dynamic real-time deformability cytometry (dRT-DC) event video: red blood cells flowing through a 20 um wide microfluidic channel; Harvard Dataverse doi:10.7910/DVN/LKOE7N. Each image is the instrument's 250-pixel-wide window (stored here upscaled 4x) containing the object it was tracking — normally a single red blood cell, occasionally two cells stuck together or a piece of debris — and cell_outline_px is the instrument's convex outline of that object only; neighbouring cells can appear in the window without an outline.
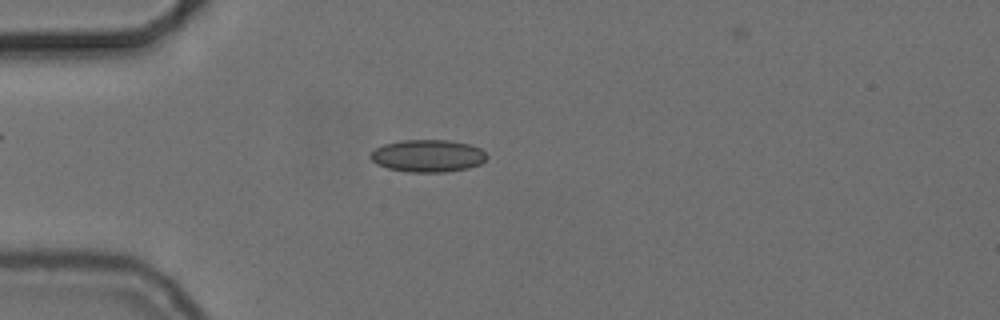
{"species": "common noctule bat (a hibernating species)", "species_latin": "Nyctalus noctula", "temperature_condition": "cold", "stored_images_in_passage": 55, "camera_frame_rate_fps": 3000, "um_per_image_px": 0.085, "animal": {"sex": "female", "body_mass_g": 24.6, "forearm_length_mm": 56.2}, "frame": {"image": 1, "passage_image": 15, "time_ms": 4.667, "image_size_px": [1000, 320], "cell_outline_px": [[488, 156], [480, 164], [468, 168], [444, 172], [408, 172], [388, 168], [376, 164], [368, 156], [376, 148], [384, 144], [400, 140], [448, 140], [468, 144], [480, 148]], "centroid_in_image_um": [36.34, 13.24], "position_along_channel_um": 48.7, "area_um2": 21.91}}
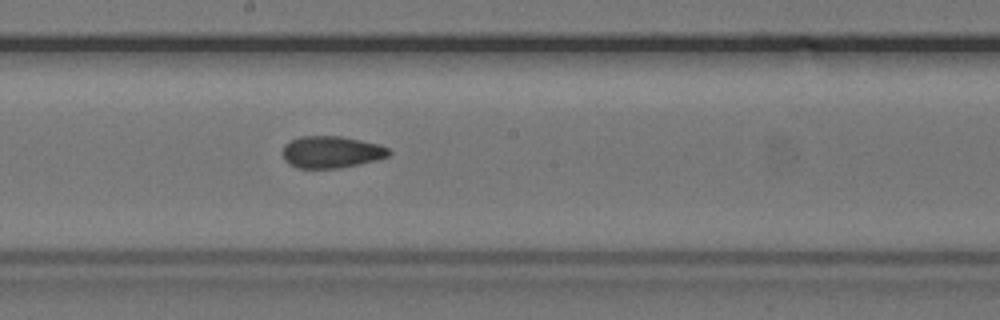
{"frame": {"image": 2, "passage_image": 30, "time_ms": 9.667, "image_size_px": [1000, 320], "cell_outline_px": [[392, 152], [388, 156], [376, 160], [336, 168], [296, 168], [288, 164], [284, 160], [284, 144], [300, 136], [340, 136], [380, 144], [388, 148]], "centroid_in_image_um": [28.16, 12.92], "position_along_channel_um": 220.0, "area_um2": 19.65}}
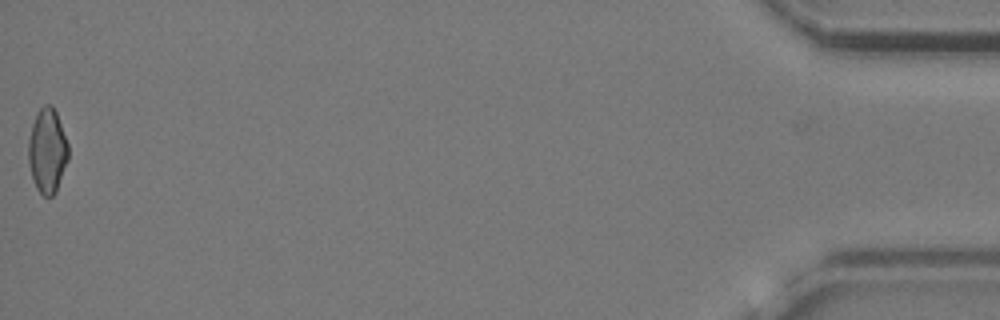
{"frame": {"image": 3, "passage_image": 55, "time_ms": 18.0, "image_size_px": [1000, 320], "cell_outline_px": [[68, 160], [56, 192], [52, 196], [44, 196], [36, 188], [32, 176], [28, 160], [28, 140], [32, 124], [36, 112], [44, 104], [52, 104], [56, 112], [68, 144]], "centroid_in_image_um": [4.02, 12.8], "position_along_channel_um": 431.2, "area_um2": 19.71}, "authors_computed_cell_mechanics": {"area_um2": 20.1722, "velocity_mm_per_s": 3.7221, "shape_relaxation_time_tau1_ms": null, "shape_relaxation_time_tau2_ms": 2.5729, "deformation_change_tau1": null, "deformation_change_tau2": 0.078}}